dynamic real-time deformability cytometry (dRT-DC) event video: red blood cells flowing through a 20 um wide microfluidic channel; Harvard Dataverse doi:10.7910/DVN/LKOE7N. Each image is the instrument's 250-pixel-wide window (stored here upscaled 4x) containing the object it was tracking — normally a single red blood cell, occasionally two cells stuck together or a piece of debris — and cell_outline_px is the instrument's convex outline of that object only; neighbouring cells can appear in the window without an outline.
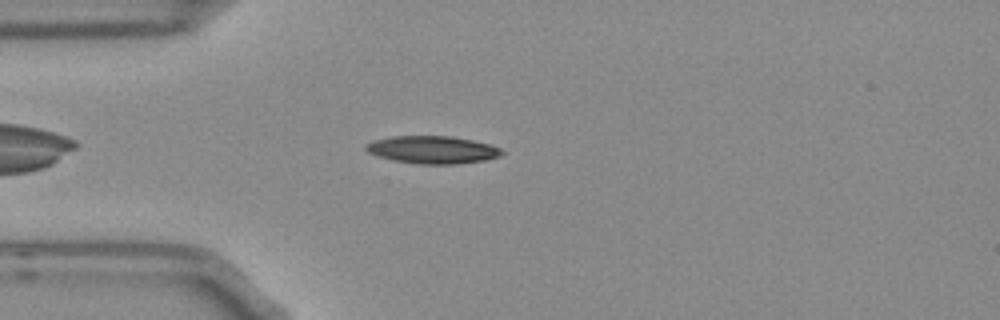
{"species": "Egyptian fruit bat (a non-hibernating species)", "species_latin": "Rousettus aegyptiacus", "temperature_condition": "room temperature", "stored_images_in_passage": 2, "camera_frame_rate_fps": 3000, "um_per_image_px": 0.085, "frame": {"image": 1, "passage_image": 2, "time_ms": 0.333, "image_size_px": [1000, 320], "cell_outline_px": [[504, 152], [500, 156], [488, 160], [456, 164], [420, 164], [392, 160], [368, 152], [364, 148], [364, 144], [372, 140], [392, 136], [452, 136], [472, 140], [488, 144], [500, 148]], "centroid_in_image_um": [36.75, 12.73], "position_along_channel_um": 48.2, "area_um2": 21.96}}